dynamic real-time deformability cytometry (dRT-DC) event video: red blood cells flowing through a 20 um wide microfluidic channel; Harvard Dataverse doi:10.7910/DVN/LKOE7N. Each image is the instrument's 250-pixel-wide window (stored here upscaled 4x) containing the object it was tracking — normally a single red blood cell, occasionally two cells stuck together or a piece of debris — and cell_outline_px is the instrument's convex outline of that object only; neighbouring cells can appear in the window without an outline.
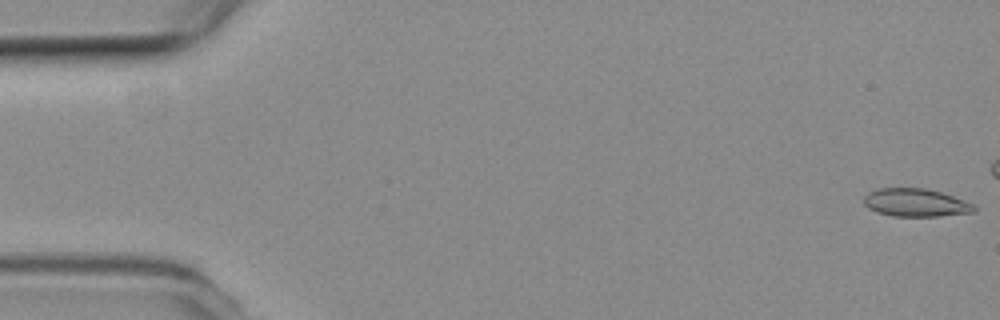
{"species": "common noctule bat (a hibernating species)", "species_latin": "Nyctalus noctula", "temperature_condition": "room temperature", "stored_images_in_passage": 44, "camera_frame_rate_fps": 3000, "um_per_image_px": 0.085, "animal": {"sex": "female", "body_mass_g": 19.3, "forearm_length_mm": 54.1}, "frame": {"image": 1, "passage_image": 1, "time_ms": 0.0, "image_size_px": [1000, 320], "cell_outline_px": [[976, 212], [940, 216], [892, 216], [876, 212], [868, 208], [864, 204], [864, 196], [868, 192], [876, 188], [924, 188], [940, 192], [964, 200], [972, 204], [976, 208]], "centroid_in_image_um": [77.8, 17.23], "position_along_channel_um": 7.2, "area_um2": 18.03}}
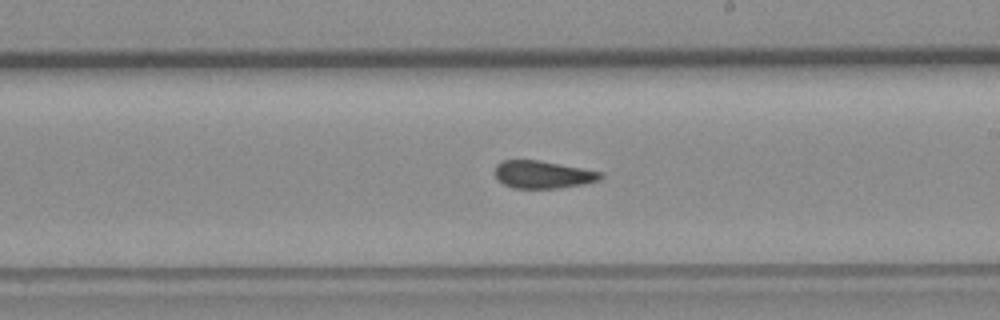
{"frame": {"image": 2, "passage_image": 31, "time_ms": 10.0, "image_size_px": [1000, 320], "cell_outline_px": [[604, 176], [600, 180], [584, 184], [560, 188], [512, 188], [504, 184], [496, 176], [496, 164], [504, 160], [540, 160], [604, 172]], "centroid_in_image_um": [46.2, 14.83], "position_along_channel_um": 242.8, "area_um2": 17.05}}
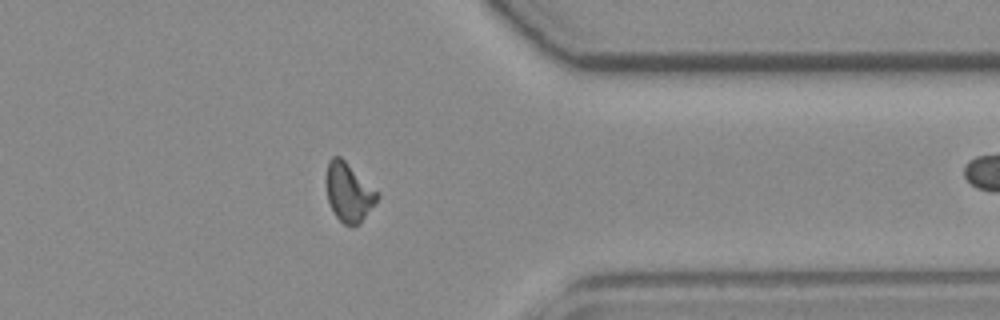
{"frame": {"image": 3, "passage_image": 43, "time_ms": 14.0, "image_size_px": [1000, 320], "cell_outline_px": [[380, 196], [360, 224], [344, 224], [336, 216], [328, 200], [324, 180], [328, 160], [332, 156], [340, 156], [380, 192]], "centroid_in_image_um": [29.63, 16.29], "position_along_channel_um": 381.8, "area_um2": 17.69}}